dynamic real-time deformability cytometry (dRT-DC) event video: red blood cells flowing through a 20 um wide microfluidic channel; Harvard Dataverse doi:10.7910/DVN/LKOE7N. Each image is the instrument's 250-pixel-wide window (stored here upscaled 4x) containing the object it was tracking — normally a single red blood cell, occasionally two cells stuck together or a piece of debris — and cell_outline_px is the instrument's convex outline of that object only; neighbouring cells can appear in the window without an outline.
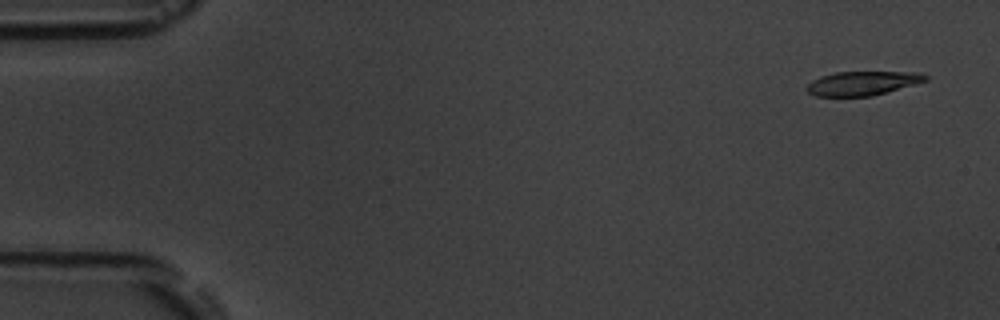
{"species": "common noctule bat (a hibernating species)", "species_latin": "Nyctalus noctula", "temperature_condition": "room temperature", "stored_images_in_passage": 4, "camera_frame_rate_fps": 3000, "um_per_image_px": 0.085, "animal": {"sex": "male", "body_mass_g": 19.5, "forearm_length_mm": 54.6}, "frame": {"image": 1, "passage_image": 1, "time_ms": 0.0, "image_size_px": [1000, 320], "cell_outline_px": [[928, 80], [916, 84], [872, 96], [816, 96], [808, 92], [804, 88], [812, 80], [820, 76], [836, 72], [920, 72], [928, 76]], "centroid_in_image_um": [73.31, 7.07], "position_along_channel_um": 11.7, "area_um2": 16.7}}
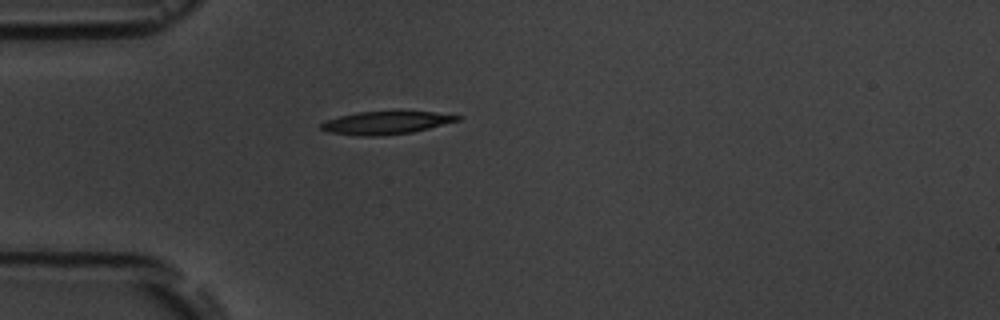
{"frame": {"image": 2, "passage_image": 4, "time_ms": 4.333, "image_size_px": [1000, 320], "cell_outline_px": [[464, 116], [460, 120], [412, 132], [376, 136], [360, 136], [328, 132], [320, 128], [320, 124], [328, 120], [340, 116], [356, 112], [396, 108], [432, 112]], "centroid_in_image_um": [32.84, 10.38], "position_along_channel_um": 52.2, "area_um2": 18.96}}